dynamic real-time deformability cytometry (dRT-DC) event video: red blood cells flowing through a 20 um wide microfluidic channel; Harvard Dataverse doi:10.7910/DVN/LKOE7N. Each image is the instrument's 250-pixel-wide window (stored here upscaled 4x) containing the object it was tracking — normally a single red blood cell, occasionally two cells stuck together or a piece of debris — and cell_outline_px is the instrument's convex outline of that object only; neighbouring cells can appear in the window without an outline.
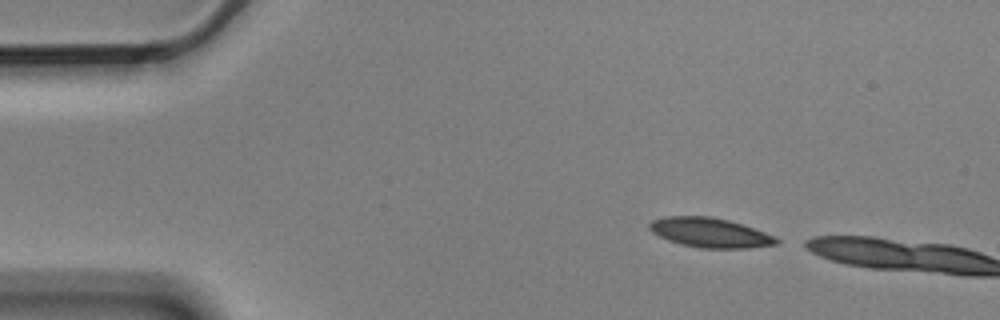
{"species": "Egyptian fruit bat (a non-hibernating species)", "species_latin": "Rousettus aegyptiacus", "temperature_condition": "cold", "stored_images_in_passage": 2, "camera_frame_rate_fps": 3000, "um_per_image_px": 0.085, "animal": {"sex": "male"}, "frame": {"image": 1, "passage_image": 1, "time_ms": 0.0, "image_size_px": [1000, 320], "cell_outline_px": [[780, 244], [748, 248], [700, 248], [680, 244], [668, 240], [652, 232], [648, 228], [648, 224], [652, 220], [664, 216], [712, 216], [728, 220], [776, 236], [780, 240]], "centroid_in_image_um": [60.35, 19.78], "position_along_channel_um": 24.7, "area_um2": 21.96}}